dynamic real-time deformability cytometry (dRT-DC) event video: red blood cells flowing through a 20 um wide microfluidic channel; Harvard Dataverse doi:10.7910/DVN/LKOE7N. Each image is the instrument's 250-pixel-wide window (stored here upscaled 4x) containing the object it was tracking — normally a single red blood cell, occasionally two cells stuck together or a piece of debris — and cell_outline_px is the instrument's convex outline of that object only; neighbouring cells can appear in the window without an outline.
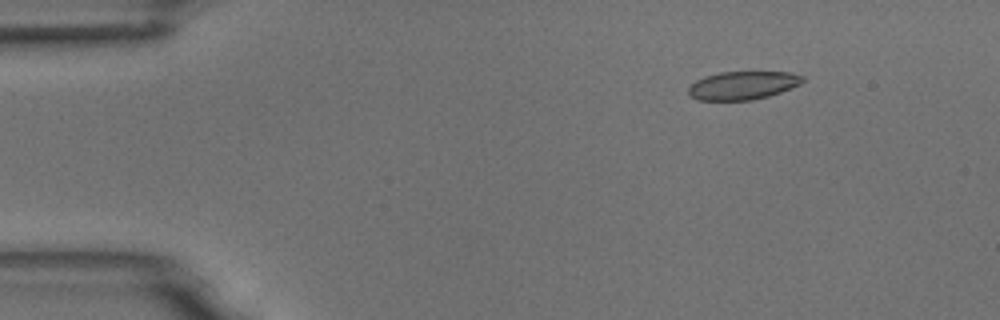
{"species": "common noctule bat (a hibernating species)", "species_latin": "Nyctalus noctula", "temperature_condition": "room temperature", "stored_images_in_passage": 4, "camera_frame_rate_fps": 3000, "um_per_image_px": 0.085, "animal": {"sex": "male", "body_mass_g": 18.8}, "frame": {"image": 1, "passage_image": 1, "time_ms": 0.0, "image_size_px": [1000, 320], "cell_outline_px": [[804, 80], [800, 84], [792, 88], [768, 96], [752, 100], [696, 100], [688, 96], [688, 88], [696, 80], [704, 76], [720, 72], [788, 72], [804, 76]], "centroid_in_image_um": [63.11, 7.26], "position_along_channel_um": 21.9, "area_um2": 18.9}}